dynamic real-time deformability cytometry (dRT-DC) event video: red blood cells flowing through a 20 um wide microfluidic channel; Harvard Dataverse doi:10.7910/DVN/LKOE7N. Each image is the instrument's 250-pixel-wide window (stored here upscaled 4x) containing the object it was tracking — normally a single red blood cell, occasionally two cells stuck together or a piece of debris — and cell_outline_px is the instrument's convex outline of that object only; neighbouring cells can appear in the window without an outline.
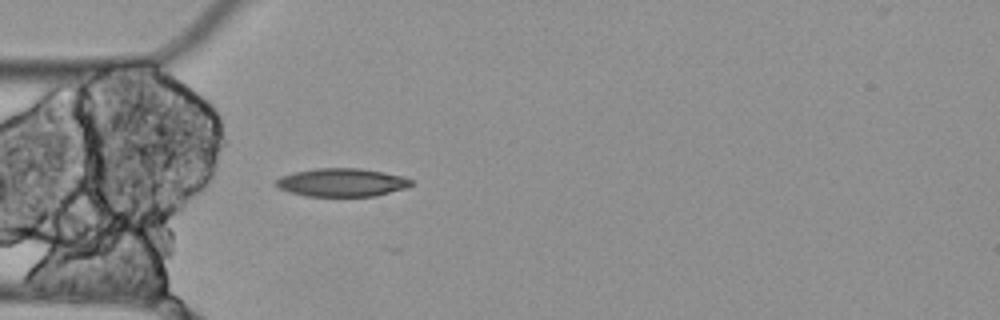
{"species": "Egyptian fruit bat (a non-hibernating species)", "species_latin": "Rousettus aegyptiacus", "temperature_condition": "cold", "stored_images_in_passage": 2, "camera_frame_rate_fps": 3000, "um_per_image_px": 0.085, "animal": {"sex": "female"}, "frame": {"image": 1, "passage_image": 2, "time_ms": 0.333, "image_size_px": [1000, 320], "cell_outline_px": [[412, 184], [404, 188], [376, 196], [308, 196], [288, 192], [280, 188], [276, 184], [276, 180], [280, 176], [296, 172], [316, 168], [360, 168], [384, 172], [404, 176], [412, 180]], "centroid_in_image_um": [29.06, 15.5], "position_along_channel_um": 55.9, "area_um2": 22.14}}